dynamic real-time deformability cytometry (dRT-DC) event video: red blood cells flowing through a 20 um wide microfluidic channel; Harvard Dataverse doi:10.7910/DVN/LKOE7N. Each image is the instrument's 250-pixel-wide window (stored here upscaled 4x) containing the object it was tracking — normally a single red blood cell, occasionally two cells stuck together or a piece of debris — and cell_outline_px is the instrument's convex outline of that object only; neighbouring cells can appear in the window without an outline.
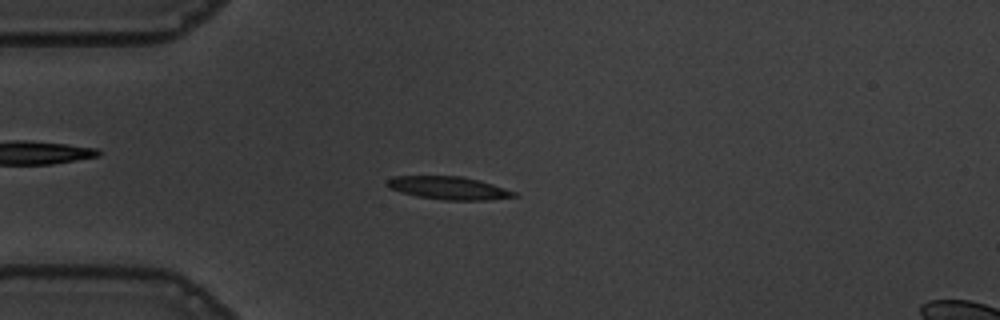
{"species": "common noctule bat (a hibernating species)", "species_latin": "Nyctalus noctula", "temperature_condition": "warm", "stored_images_in_passage": 55, "camera_frame_rate_fps": 3000, "um_per_image_px": 0.085, "animal": {"sex": "male", "body_mass_g": 19.5, "forearm_length_mm": 54.6}, "frame": {"image": 1, "passage_image": 14, "time_ms": 4.333, "image_size_px": [1000, 320], "cell_outline_px": [[520, 196], [488, 200], [444, 200], [416, 196], [392, 188], [388, 184], [388, 180], [396, 176], [460, 176], [480, 180], [516, 192]], "centroid_in_image_um": [38.23, 15.98], "position_along_channel_um": 46.8, "area_um2": 16.7}}
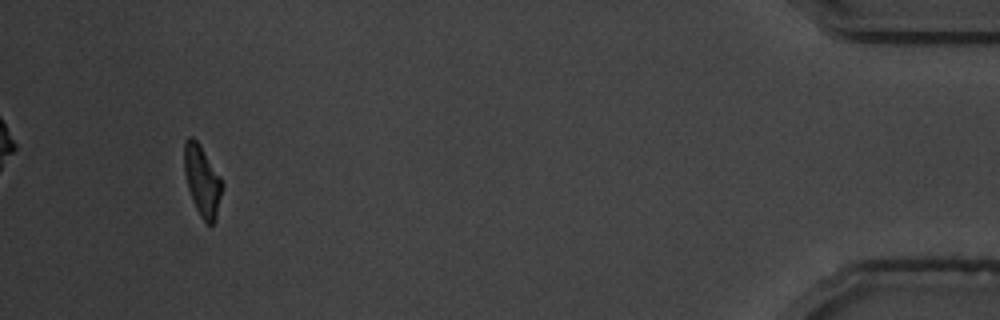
{"frame": {"image": 2, "passage_image": 52, "time_ms": 17.0, "image_size_px": [1000, 320], "cell_outline_px": [[224, 184], [216, 216], [212, 224], [208, 224], [200, 216], [192, 200], [188, 188], [184, 172], [184, 140], [188, 136], [192, 136], [200, 144], [220, 176]], "centroid_in_image_um": [17.18, 15.32], "position_along_channel_um": 418.0, "area_um2": 15.61}, "authors_computed_cell_mechanics": {"area_um2": 16.5886, "velocity_mm_per_s": 3.6168, "shape_relaxation_time_tau1_ms": 3.7646, "shape_relaxation_time_tau2_ms": 3.0805, "deformation_change_tau1": 0.1753, "deformation_change_tau2": 0.1056}}